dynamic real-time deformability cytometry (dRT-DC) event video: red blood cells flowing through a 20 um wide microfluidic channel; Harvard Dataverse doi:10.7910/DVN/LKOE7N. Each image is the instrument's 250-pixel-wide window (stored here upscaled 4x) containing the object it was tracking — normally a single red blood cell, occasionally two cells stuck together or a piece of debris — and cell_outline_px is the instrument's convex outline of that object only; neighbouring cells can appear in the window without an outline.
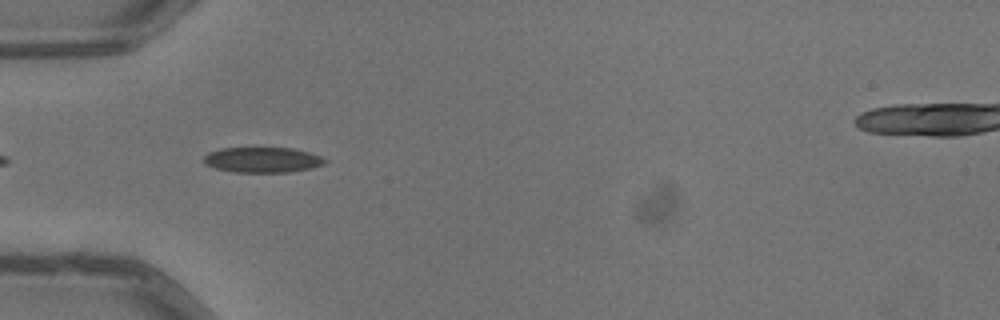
{"species": "common noctule bat (a hibernating species)", "species_latin": "Nyctalus noctula", "temperature_condition": "warm", "stored_images_in_passage": 6, "camera_frame_rate_fps": 3000, "um_per_image_px": 0.085, "animal": {"sex": "male", "body_mass_g": 13.3}, "frame": {"image": 1, "passage_image": 4, "time_ms": 1.0, "image_size_px": [1000, 320], "cell_outline_px": [[328, 160], [324, 164], [312, 168], [288, 172], [232, 172], [216, 168], [204, 164], [204, 156], [208, 152], [220, 148], [292, 148], [308, 152], [320, 156]], "centroid_in_image_um": [22.3, 13.59], "position_along_channel_um": 62.7, "area_um2": 17.92}}
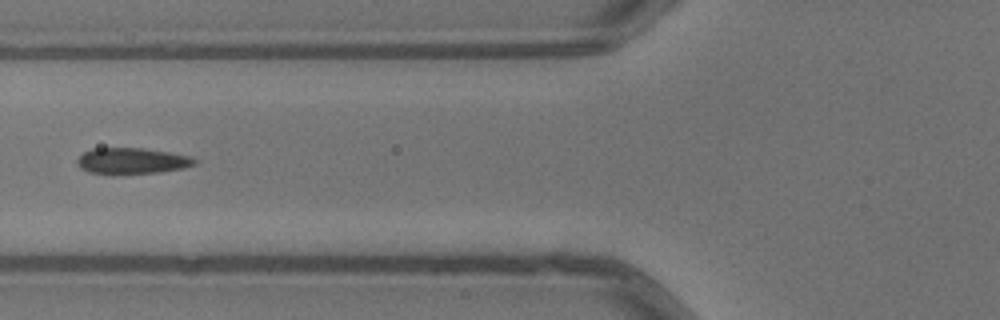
{"frame": {"image": 2, "passage_image": 5, "time_ms": 1.333, "image_size_px": [1000, 320], "cell_outline_px": [[196, 164], [184, 168], [160, 172], [88, 172], [80, 168], [76, 164], [76, 160], [84, 152], [92, 148], [144, 148], [192, 156], [196, 160]], "centroid_in_image_um": [11.24, 13.64], "position_along_channel_um": 114.6, "area_um2": 17.4}}
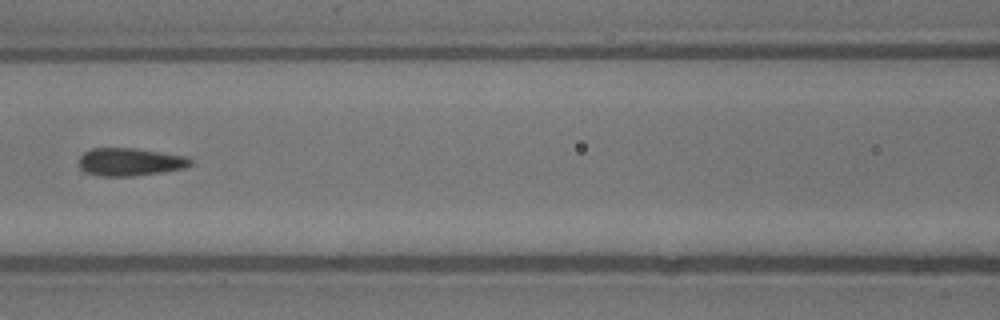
{"frame": {"image": 3, "passage_image": 6, "time_ms": 1.667, "image_size_px": [1000, 320], "cell_outline_px": [[192, 164], [184, 168], [160, 172], [132, 176], [100, 176], [84, 172], [80, 168], [80, 156], [84, 152], [92, 148], [136, 148], [184, 156], [192, 160]], "centroid_in_image_um": [11.02, 13.76], "position_along_channel_um": 155.6, "area_um2": 17.98}}